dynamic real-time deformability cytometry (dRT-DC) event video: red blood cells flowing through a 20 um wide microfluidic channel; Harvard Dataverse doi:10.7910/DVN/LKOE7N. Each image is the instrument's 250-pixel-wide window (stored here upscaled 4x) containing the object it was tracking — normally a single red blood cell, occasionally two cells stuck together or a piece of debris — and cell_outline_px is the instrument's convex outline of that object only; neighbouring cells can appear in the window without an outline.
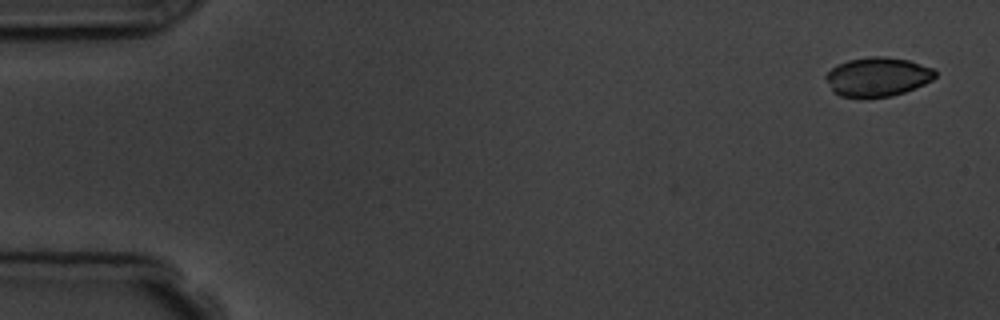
{"species": "common noctule bat (a hibernating species)", "species_latin": "Nyctalus noctula", "temperature_condition": "room temperature", "stored_images_in_passage": 4, "camera_frame_rate_fps": 3000, "um_per_image_px": 0.085, "animal": {"sex": "male", "body_mass_g": 19.5, "forearm_length_mm": 54.6}, "frame": {"image": 1, "passage_image": 1, "time_ms": 0.0, "image_size_px": [1000, 320], "cell_outline_px": [[936, 76], [932, 80], [916, 88], [892, 96], [840, 96], [832, 92], [824, 76], [836, 64], [848, 60], [872, 56], [884, 56], [908, 60], [932, 68], [936, 72]], "centroid_in_image_um": [74.58, 6.51], "position_along_channel_um": 10.4, "area_um2": 24.74}}
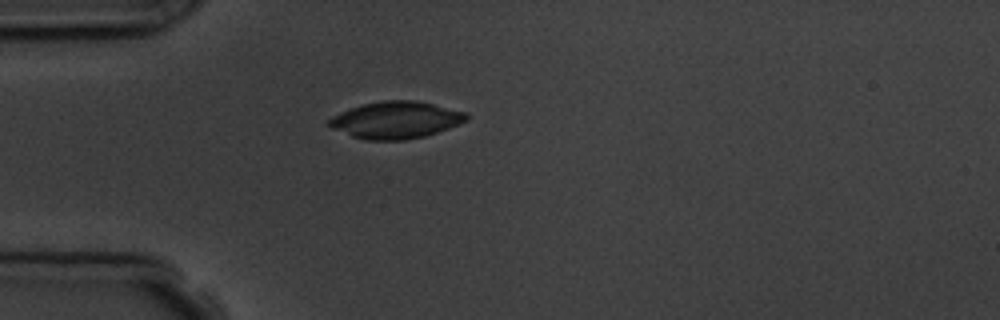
{"frame": {"image": 2, "passage_image": 4, "time_ms": 4.333, "image_size_px": [1000, 320], "cell_outline_px": [[468, 120], [460, 124], [424, 136], [404, 140], [364, 140], [352, 136], [332, 128], [324, 124], [332, 116], [340, 112], [364, 104], [380, 100], [416, 100], [468, 112]], "centroid_in_image_um": [33.65, 10.19], "position_along_channel_um": 51.4, "area_um2": 29.71}}